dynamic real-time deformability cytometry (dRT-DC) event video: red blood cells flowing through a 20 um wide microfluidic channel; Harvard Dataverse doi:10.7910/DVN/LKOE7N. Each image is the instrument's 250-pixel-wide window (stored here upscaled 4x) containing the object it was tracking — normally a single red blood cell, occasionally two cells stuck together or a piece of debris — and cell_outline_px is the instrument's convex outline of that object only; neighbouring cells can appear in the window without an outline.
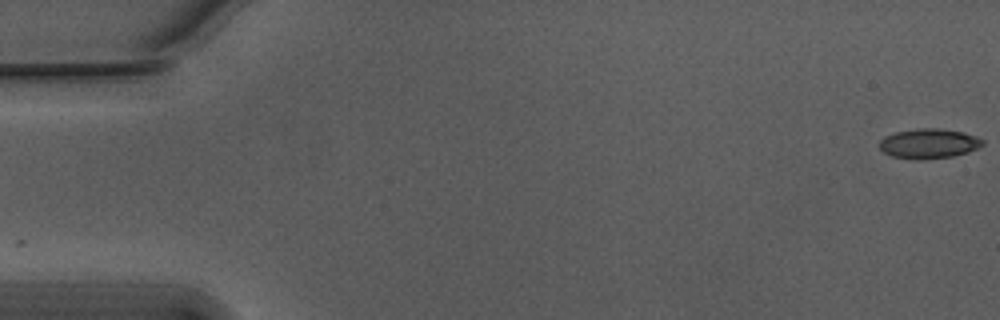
{"species": "Egyptian fruit bat (a non-hibernating species)", "species_latin": "Rousettus aegyptiacus", "temperature_condition": "warm", "stored_images_in_passage": 56, "camera_frame_rate_fps": 3000, "um_per_image_px": 0.085, "animal": {"sex": "male"}, "frame": {"image": 1, "passage_image": 1, "time_ms": 0.0, "image_size_px": [1000, 320], "cell_outline_px": [[984, 144], [968, 152], [952, 156], [928, 160], [916, 160], [892, 156], [884, 152], [880, 148], [880, 140], [884, 136], [896, 132], [916, 128], [940, 128], [964, 132], [976, 136], [984, 140]], "centroid_in_image_um": [78.95, 12.2], "position_along_channel_um": 6.0, "area_um2": 18.09}}
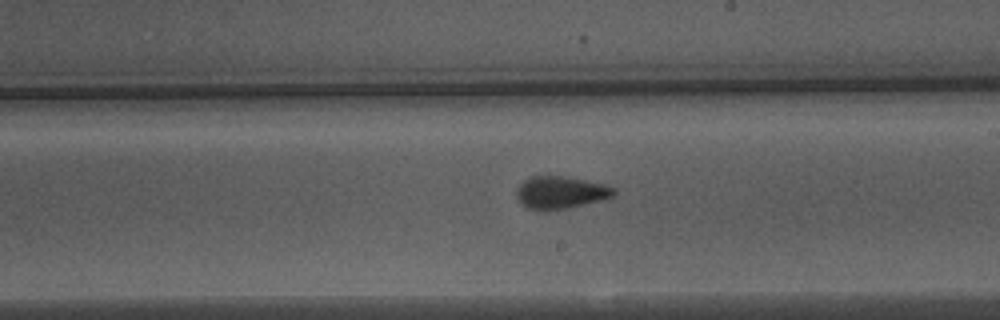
{"frame": {"image": 2, "passage_image": 32, "time_ms": 10.333, "image_size_px": [1000, 320], "cell_outline_px": [[616, 192], [612, 196], [600, 200], [568, 208], [528, 208], [516, 196], [516, 192], [520, 184], [524, 180], [532, 176], [560, 176], [584, 180], [604, 184], [616, 188]], "centroid_in_image_um": [47.68, 16.33], "position_along_channel_um": 241.3, "area_um2": 17.69}}
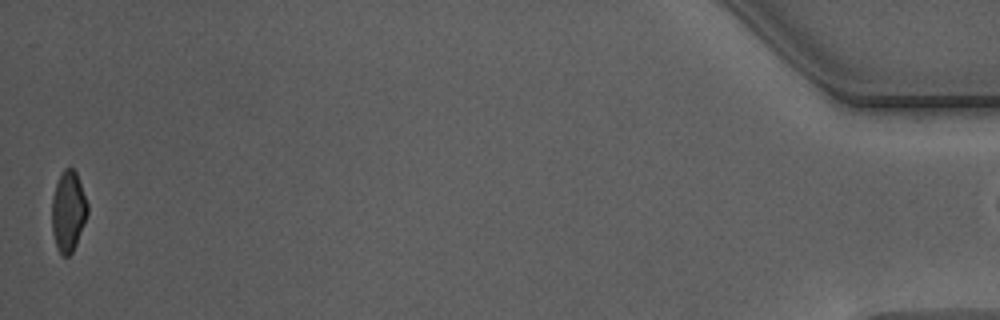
{"frame": {"image": 3, "passage_image": 55, "time_ms": 18.0, "image_size_px": [1000, 320], "cell_outline_px": [[88, 212], [76, 244], [72, 252], [68, 256], [64, 256], [56, 248], [52, 232], [52, 196], [56, 184], [64, 168], [72, 168], [76, 172], [88, 204]], "centroid_in_image_um": [5.79, 17.97], "position_along_channel_um": 429.4, "area_um2": 16.59}, "authors_computed_cell_mechanics": {"area_um2": 17.8602, "velocity_mm_per_s": 3.7779, "shape_relaxation_time_tau1_ms": 3.3638, "shape_relaxation_time_tau2_ms": 0.9983, "deformation_change_tau1": 0.1423, "deformation_change_tau2": 0.0722}}